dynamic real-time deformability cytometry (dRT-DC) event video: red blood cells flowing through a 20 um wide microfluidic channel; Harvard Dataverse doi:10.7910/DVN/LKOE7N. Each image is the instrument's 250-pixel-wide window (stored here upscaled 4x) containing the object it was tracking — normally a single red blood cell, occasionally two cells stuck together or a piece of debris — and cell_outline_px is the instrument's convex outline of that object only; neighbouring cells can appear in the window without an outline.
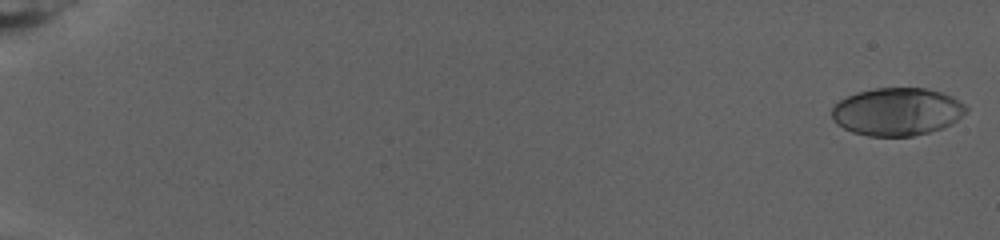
{"species": "human", "species_latin": "Homo sapiens", "temperature_condition": "warm", "stored_images_in_passage": 83, "camera_frame_rate_fps": 3000, "um_per_image_px": 0.085, "donor": {"sex": "female"}, "frame": {"image": 1, "passage_image": 2, "time_ms": 0.333, "image_size_px": [1000, 240], "cell_outline_px": [[968, 112], [952, 124], [944, 128], [912, 136], [868, 136], [852, 132], [836, 124], [832, 120], [832, 108], [840, 100], [856, 92], [876, 88], [924, 88], [940, 92], [952, 96], [964, 104], [968, 108]], "centroid_in_image_um": [76.26, 9.5], "position_along_channel_um": 8.7, "area_um2": 37.57}}
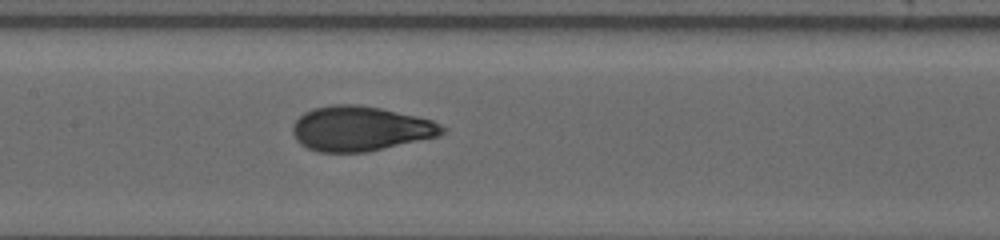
{"frame": {"image": 2, "passage_image": 45, "time_ms": 14.667, "image_size_px": [1000, 240], "cell_outline_px": [[448, 128], [440, 136], [368, 152], [320, 152], [308, 148], [300, 144], [296, 140], [292, 132], [292, 128], [296, 120], [304, 112], [312, 108], [332, 104], [360, 104], [380, 108], [416, 116], [432, 120]], "centroid_in_image_um": [30.64, 10.93], "position_along_channel_um": 176.8, "area_um2": 39.3}}
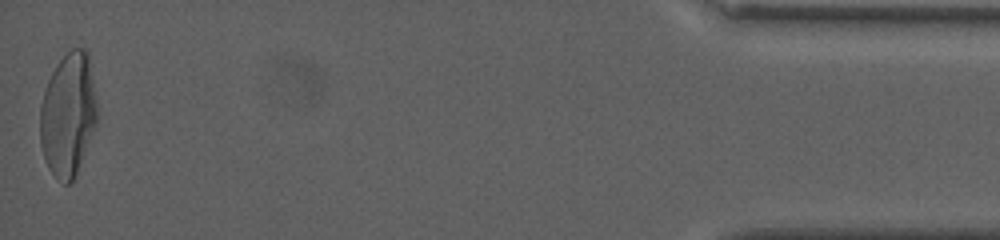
{"frame": {"image": 3, "passage_image": 83, "time_ms": 27.333, "image_size_px": [1000, 240], "cell_outline_px": [[96, 124], [76, 172], [72, 180], [68, 184], [64, 184], [48, 168], [44, 160], [40, 144], [40, 104], [48, 80], [56, 64], [72, 48], [84, 48], [88, 52], [96, 100]], "centroid_in_image_um": [5.77, 9.72], "position_along_channel_um": 429.4, "area_um2": 40.58}, "authors_computed_cell_mechanics": {"area_um2": 37.6278, "velocity_mm_per_s": 2.6099, "shape_relaxation_time_tau1_ms": 7.9678, "shape_relaxation_time_tau2_ms": null, "deformation_change_tau1": 0.2485, "deformation_change_tau2": null}}